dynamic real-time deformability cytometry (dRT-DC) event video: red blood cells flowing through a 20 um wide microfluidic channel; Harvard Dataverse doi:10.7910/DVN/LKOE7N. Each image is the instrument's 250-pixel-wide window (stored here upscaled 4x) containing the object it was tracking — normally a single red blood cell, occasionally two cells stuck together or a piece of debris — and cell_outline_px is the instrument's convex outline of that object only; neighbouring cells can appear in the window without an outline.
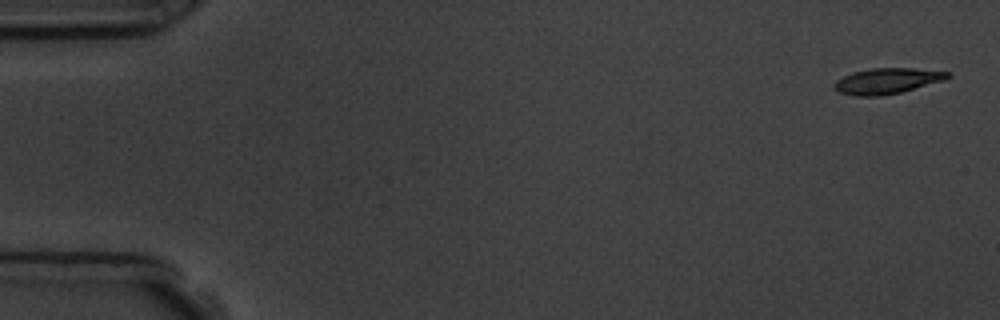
{"species": "common noctule bat (a hibernating species)", "species_latin": "Nyctalus noctula", "temperature_condition": "room temperature", "stored_images_in_passage": 5, "camera_frame_rate_fps": 3000, "um_per_image_px": 0.085, "animal": {"sex": "male", "body_mass_g": 19.5, "forearm_length_mm": 54.6}, "frame": {"image": 1, "passage_image": 1, "time_ms": 0.0, "image_size_px": [1000, 320], "cell_outline_px": [[952, 76], [944, 80], [900, 92], [880, 96], [856, 96], [840, 92], [832, 84], [836, 80], [852, 72], [872, 68], [912, 68], [948, 72]], "centroid_in_image_um": [75.39, 6.87], "position_along_channel_um": 9.6, "area_um2": 16.76}}
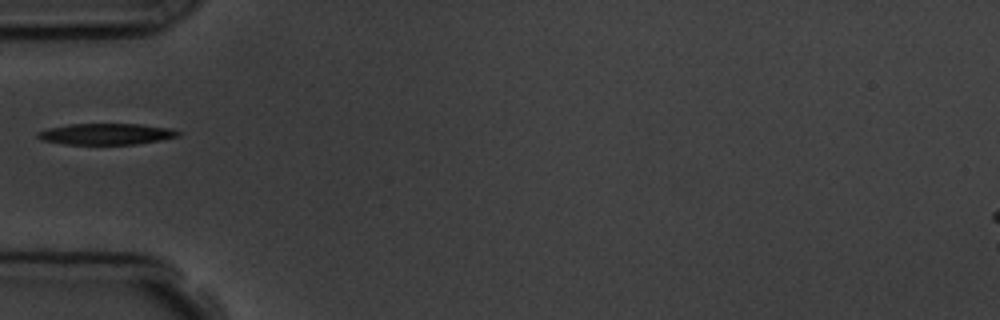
{"frame": {"image": 2, "passage_image": 5, "time_ms": 5.333, "image_size_px": [1000, 320], "cell_outline_px": [[184, 132], [180, 136], [160, 140], [136, 144], [64, 144], [40, 140], [36, 136], [36, 132], [48, 128], [68, 124], [144, 124], [172, 128]], "centroid_in_image_um": [9.06, 11.38], "position_along_channel_um": 75.9, "area_um2": 17.63}}